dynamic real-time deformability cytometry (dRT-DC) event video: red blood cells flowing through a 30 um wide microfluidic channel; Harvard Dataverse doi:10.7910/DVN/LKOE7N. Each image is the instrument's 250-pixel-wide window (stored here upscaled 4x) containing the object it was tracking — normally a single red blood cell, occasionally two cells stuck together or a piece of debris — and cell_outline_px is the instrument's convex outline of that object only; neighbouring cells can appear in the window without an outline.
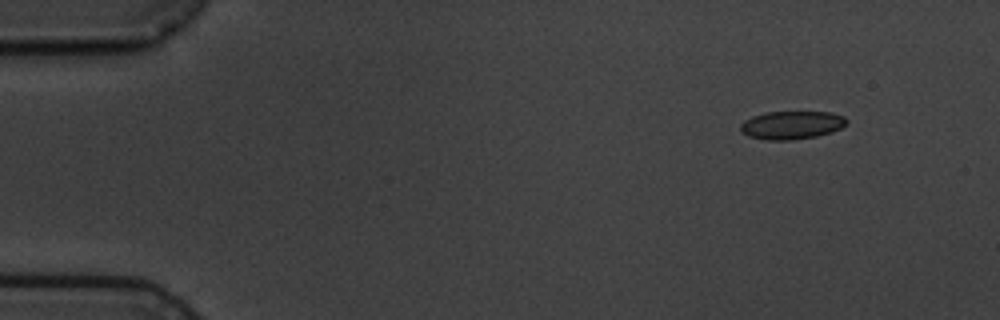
{"species": "common noctule bat (a hibernating species)", "species_latin": "Nyctalus noctula", "temperature_condition": "cold", "stored_images_in_passage": 4, "camera_frame_rate_fps": 3000, "um_per_image_px": 0.085, "animal": {"sex": "male", "body_mass_g": 19.5, "forearm_length_mm": 54.6}, "frame": {"image": 1, "passage_image": 1, "time_ms": 0.0, "image_size_px": [1000, 320], "cell_outline_px": [[848, 120], [840, 128], [832, 132], [816, 136], [792, 140], [768, 140], [748, 136], [740, 132], [740, 124], [744, 120], [752, 116], [764, 112], [832, 112], [844, 116]], "centroid_in_image_um": [67.26, 10.63], "position_along_channel_um": 17.7, "area_um2": 17.51}}
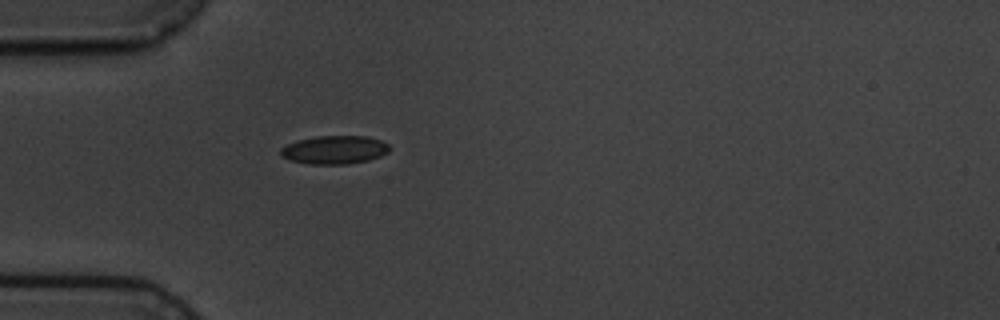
{"frame": {"image": 2, "passage_image": 4, "time_ms": 3.667, "image_size_px": [1000, 320], "cell_outline_px": [[388, 152], [380, 156], [368, 160], [348, 164], [308, 164], [288, 160], [280, 156], [280, 148], [296, 140], [316, 136], [368, 136], [380, 140], [388, 144]], "centroid_in_image_um": [28.38, 12.73], "position_along_channel_um": 56.6, "area_um2": 18.09}}